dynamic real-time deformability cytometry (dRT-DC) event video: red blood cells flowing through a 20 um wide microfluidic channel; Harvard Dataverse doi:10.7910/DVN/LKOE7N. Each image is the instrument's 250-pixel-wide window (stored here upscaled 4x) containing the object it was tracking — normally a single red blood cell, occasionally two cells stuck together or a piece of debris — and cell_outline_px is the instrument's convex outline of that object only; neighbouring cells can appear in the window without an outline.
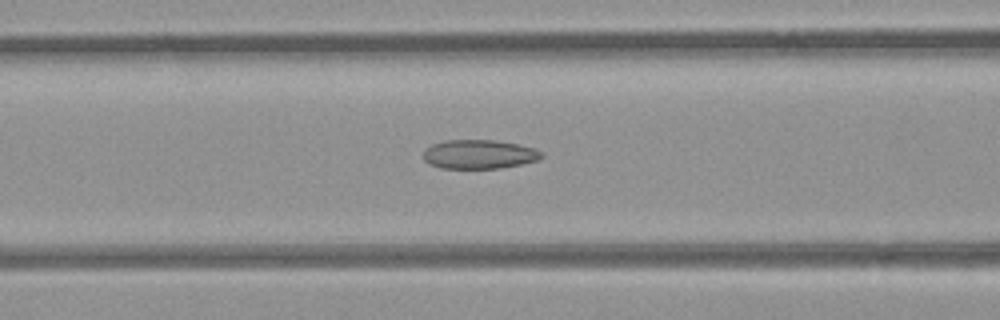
{"species": "common noctule bat (a hibernating species)", "species_latin": "Nyctalus noctula", "temperature_condition": "room temperature", "stored_images_in_passage": 46, "camera_frame_rate_fps": 3000, "um_per_image_px": 0.085, "animal": {"sex": "female", "body_mass_g": 21.9}, "frame": {"image": 1, "passage_image": 15, "time_ms": 4.667, "image_size_px": [1000, 320], "cell_outline_px": [[544, 156], [536, 160], [520, 164], [500, 168], [440, 168], [428, 164], [424, 160], [424, 148], [432, 144], [448, 140], [492, 140], [516, 144], [536, 148]], "centroid_in_image_um": [40.68, 13.11], "position_along_channel_um": 125.9, "area_um2": 19.88}}
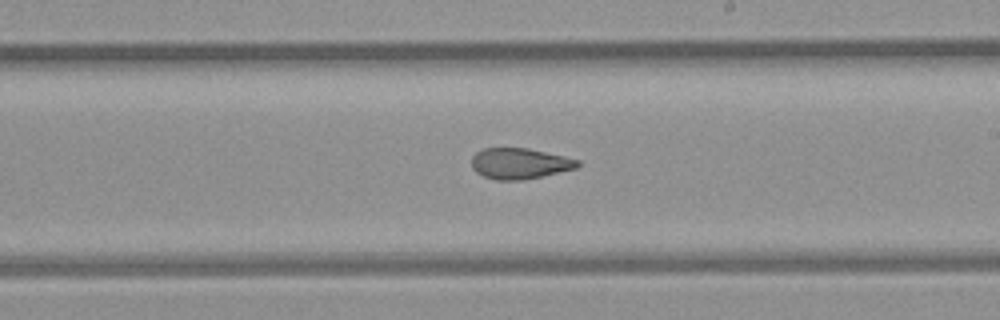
{"frame": {"image": 2, "passage_image": 24, "time_ms": 7.667, "image_size_px": [1000, 320], "cell_outline_px": [[580, 164], [576, 168], [544, 176], [524, 180], [496, 180], [484, 176], [476, 172], [472, 168], [472, 156], [476, 152], [484, 148], [528, 148], [564, 156], [580, 160]], "centroid_in_image_um": [44.17, 13.9], "position_along_channel_um": 244.8, "area_um2": 19.13}}
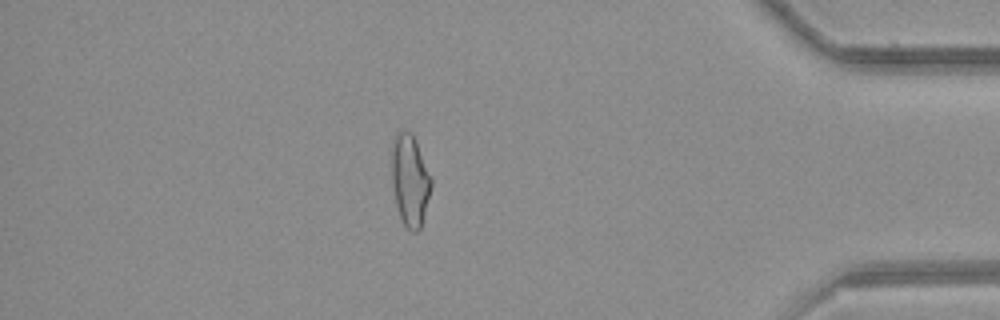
{"frame": {"image": 3, "passage_image": 39, "time_ms": 12.667, "image_size_px": [1000, 320], "cell_outline_px": [[432, 184], [420, 228], [416, 232], [412, 232], [404, 224], [400, 216], [396, 204], [392, 180], [392, 144], [396, 136], [400, 132], [412, 132], [416, 140], [432, 176]], "centroid_in_image_um": [34.87, 15.31], "position_along_channel_um": 400.3, "area_um2": 20.81}, "authors_computed_cell_mechanics": {"area_um2": 20.8947, "velocity_mm_per_s": 3.9665, "shape_relaxation_time_tau1_ms": null, "shape_relaxation_time_tau2_ms": 2.5186, "deformation_change_tau1": null, "deformation_change_tau2": 0.0994}}